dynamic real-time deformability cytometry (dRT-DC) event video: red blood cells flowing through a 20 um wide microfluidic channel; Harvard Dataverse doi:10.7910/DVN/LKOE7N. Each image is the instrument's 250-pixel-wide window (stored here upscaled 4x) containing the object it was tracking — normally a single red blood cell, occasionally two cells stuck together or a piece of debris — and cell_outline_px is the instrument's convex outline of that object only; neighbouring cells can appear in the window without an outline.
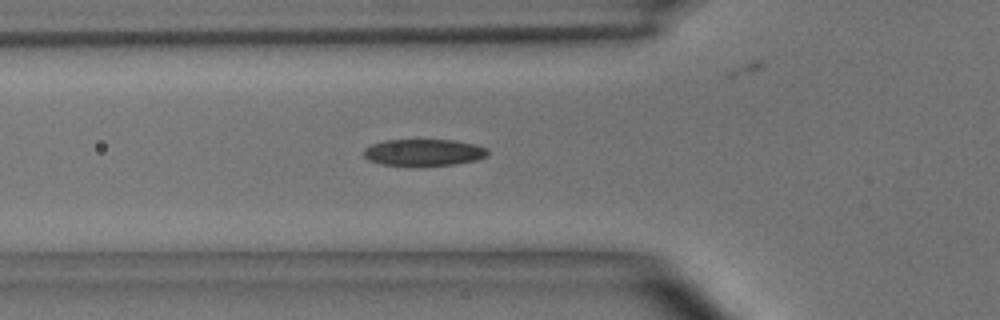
{"species": "common noctule bat (a hibernating species)", "species_latin": "Nyctalus noctula", "temperature_condition": "room temperature", "stored_images_in_passage": 36, "camera_frame_rate_fps": 3000, "um_per_image_px": 0.085, "animal": {"sex": "male", "body_mass_g": 15.6}, "frame": {"image": 1, "passage_image": 8, "time_ms": 2.333, "image_size_px": [1000, 320], "cell_outline_px": [[488, 156], [476, 160], [456, 164], [380, 164], [368, 160], [364, 156], [364, 148], [372, 144], [384, 140], [456, 140], [476, 144], [488, 148]], "centroid_in_image_um": [36.05, 12.93], "position_along_channel_um": 89.7, "area_um2": 19.02}, "authors_computed_cell_mechanics": {"area_um2": 19.4786, "velocity_mm_per_s": 3.9704, "shape_relaxation_time_tau1_ms": 4.4557, "shape_relaxation_time_tau2_ms": 1.9931, "deformation_change_tau1": 0.1518, "deformation_change_tau2": 0.0867}}